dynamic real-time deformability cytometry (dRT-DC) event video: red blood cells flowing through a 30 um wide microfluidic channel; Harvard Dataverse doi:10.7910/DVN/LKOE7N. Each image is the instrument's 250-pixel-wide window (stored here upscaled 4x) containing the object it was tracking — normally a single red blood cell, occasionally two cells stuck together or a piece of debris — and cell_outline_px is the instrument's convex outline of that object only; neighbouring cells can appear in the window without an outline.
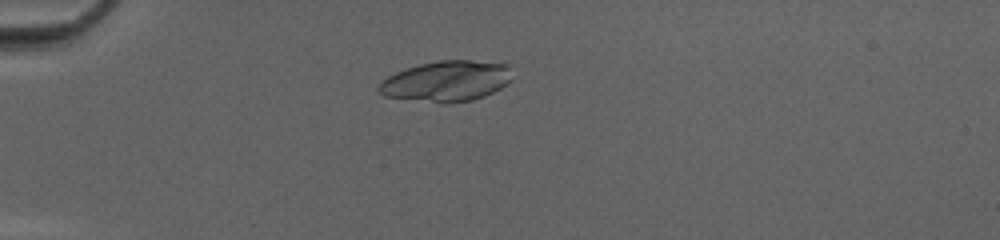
{"species": "common noctule bat (a hibernating species)", "species_latin": "Nyctalus noctula", "temperature_condition": "cold", "stored_images_in_passage": 45, "camera_frame_rate_fps": 3000, "um_per_image_px": 0.085, "animal": {"sex": "female", "body_mass_g": 20.0, "forearm_length_mm": 54.0}, "frame": {"image": 1, "passage_image": 9, "time_ms": 2.667, "image_size_px": [1000, 240], "cell_outline_px": [[512, 80], [500, 88], [484, 96], [472, 100], [452, 104], [444, 104], [384, 96], [376, 88], [388, 76], [396, 72], [420, 64], [440, 60], [472, 60], [512, 64]], "centroid_in_image_um": [38.01, 6.9], "position_along_channel_um": 47.0, "area_um2": 31.91}}
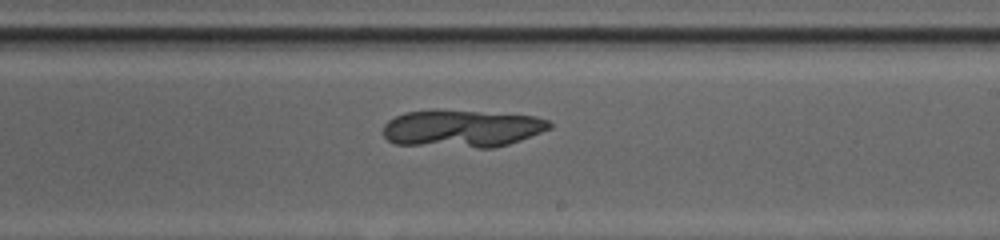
{"frame": {"image": 2, "passage_image": 26, "time_ms": 8.333, "image_size_px": [1000, 240], "cell_outline_px": [[552, 128], [520, 140], [508, 144], [492, 148], [476, 148], [396, 144], [388, 140], [384, 136], [384, 124], [388, 120], [404, 112], [432, 108], [436, 108], [536, 116], [548, 120], [552, 124]], "centroid_in_image_um": [39.25, 10.9], "position_along_channel_um": 249.8, "area_um2": 36.88}}
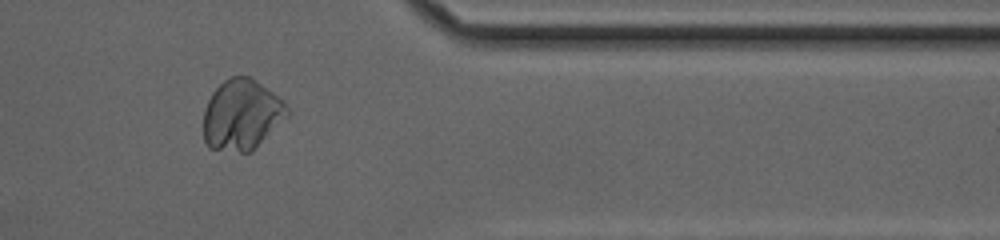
{"frame": {"image": 3, "passage_image": 37, "time_ms": 12.0, "image_size_px": [1000, 240], "cell_outline_px": [[288, 116], [252, 152], [240, 152], [208, 148], [204, 140], [204, 108], [212, 92], [224, 80], [232, 76], [248, 76], [284, 100], [288, 108]], "centroid_in_image_um": [20.54, 9.77], "position_along_channel_um": 390.9, "area_um2": 34.45}}